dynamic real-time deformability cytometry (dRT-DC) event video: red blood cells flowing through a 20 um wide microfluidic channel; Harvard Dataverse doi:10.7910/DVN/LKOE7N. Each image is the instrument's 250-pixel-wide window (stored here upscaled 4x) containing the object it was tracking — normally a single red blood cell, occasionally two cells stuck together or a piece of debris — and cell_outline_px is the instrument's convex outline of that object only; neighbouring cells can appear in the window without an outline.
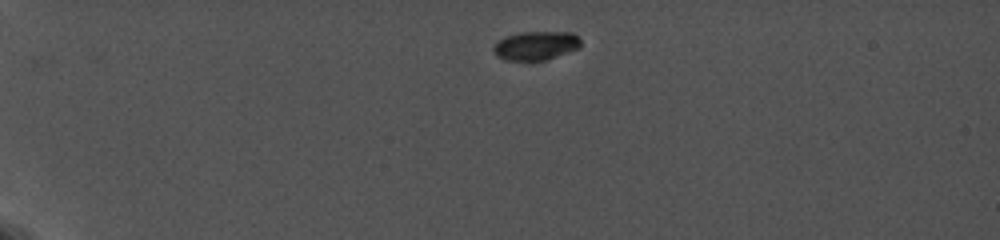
{"species": "common noctule bat (a hibernating species)", "species_latin": "Nyctalus noctula", "temperature_condition": "cold", "stored_images_in_passage": 66, "camera_frame_rate_fps": 5000, "um_per_image_px": 0.085, "animal": {"sex": "female", "body_mass_g": 19.0, "forearm_length_mm": 56.7}, "frame": {"image": 1, "passage_image": 1, "time_ms": 0.0, "image_size_px": [1000, 240], "cell_outline_px": [[580, 48], [544, 60], [508, 60], [496, 56], [492, 48], [504, 36], [520, 32], [572, 32], [580, 40]], "centroid_in_image_um": [45.54, 3.87], "position_along_channel_um": 39.5, "area_um2": 14.51}}
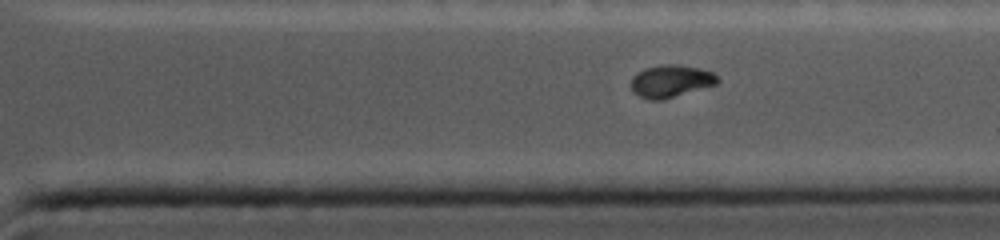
{"frame": {"image": 2, "passage_image": 54, "time_ms": 10.6, "image_size_px": [1000, 240], "cell_outline_px": [[720, 80], [716, 84], [664, 100], [648, 100], [632, 92], [632, 76], [644, 68], [660, 64], [676, 64], [700, 68], [712, 72]], "centroid_in_image_um": [57.0, 6.89], "position_along_channel_um": 354.4, "area_um2": 16.42}}
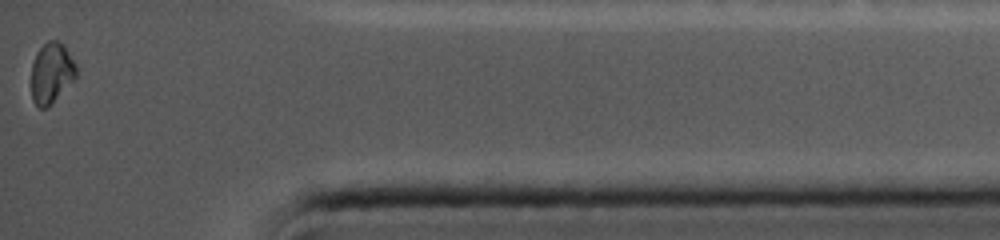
{"frame": {"image": 3, "passage_image": 66, "time_ms": 13.0, "image_size_px": [1000, 240], "cell_outline_px": [[76, 76], [44, 108], [40, 108], [32, 100], [32, 64], [36, 52], [48, 40], [56, 40], [64, 44], [76, 64]], "centroid_in_image_um": [4.36, 6.12], "position_along_channel_um": 430.8, "area_um2": 15.32}, "authors_computed_cell_mechanics": {"area_um2": 16.5886, "velocity_mm_per_s": 3.7487, "shape_relaxation_time_tau1_ms": null, "shape_relaxation_time_tau2_ms": 1.1612, "deformation_change_tau1": null, "deformation_change_tau2": 0.0379}}